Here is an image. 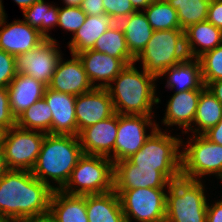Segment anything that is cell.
<instances>
[{
    "instance_id": "obj_1",
    "label": "cell",
    "mask_w": 222,
    "mask_h": 222,
    "mask_svg": "<svg viewBox=\"0 0 222 222\" xmlns=\"http://www.w3.org/2000/svg\"><path fill=\"white\" fill-rule=\"evenodd\" d=\"M53 191L31 171L7 170L0 177V218L21 222L49 214Z\"/></svg>"
},
{
    "instance_id": "obj_2",
    "label": "cell",
    "mask_w": 222,
    "mask_h": 222,
    "mask_svg": "<svg viewBox=\"0 0 222 222\" xmlns=\"http://www.w3.org/2000/svg\"><path fill=\"white\" fill-rule=\"evenodd\" d=\"M134 64H128L107 87L114 111L122 115L154 116L152 106L161 101L155 94L157 78L143 68L140 73Z\"/></svg>"
},
{
    "instance_id": "obj_3",
    "label": "cell",
    "mask_w": 222,
    "mask_h": 222,
    "mask_svg": "<svg viewBox=\"0 0 222 222\" xmlns=\"http://www.w3.org/2000/svg\"><path fill=\"white\" fill-rule=\"evenodd\" d=\"M83 154L78 136L45 134L37 162L31 172L53 190H62ZM50 179L57 182V186H52Z\"/></svg>"
},
{
    "instance_id": "obj_4",
    "label": "cell",
    "mask_w": 222,
    "mask_h": 222,
    "mask_svg": "<svg viewBox=\"0 0 222 222\" xmlns=\"http://www.w3.org/2000/svg\"><path fill=\"white\" fill-rule=\"evenodd\" d=\"M159 127L128 160L139 168H155L172 182L181 177L180 148L184 144L180 137L172 136L168 131L162 132Z\"/></svg>"
},
{
    "instance_id": "obj_5",
    "label": "cell",
    "mask_w": 222,
    "mask_h": 222,
    "mask_svg": "<svg viewBox=\"0 0 222 222\" xmlns=\"http://www.w3.org/2000/svg\"><path fill=\"white\" fill-rule=\"evenodd\" d=\"M188 57L184 30H157L153 31L151 39L135 58V62H142V68L159 79L166 69Z\"/></svg>"
},
{
    "instance_id": "obj_6",
    "label": "cell",
    "mask_w": 222,
    "mask_h": 222,
    "mask_svg": "<svg viewBox=\"0 0 222 222\" xmlns=\"http://www.w3.org/2000/svg\"><path fill=\"white\" fill-rule=\"evenodd\" d=\"M204 189L199 180L179 177L170 182L165 222H206L208 201Z\"/></svg>"
},
{
    "instance_id": "obj_7",
    "label": "cell",
    "mask_w": 222,
    "mask_h": 222,
    "mask_svg": "<svg viewBox=\"0 0 222 222\" xmlns=\"http://www.w3.org/2000/svg\"><path fill=\"white\" fill-rule=\"evenodd\" d=\"M113 177L114 163L108 157L83 154L62 191L70 195L106 193L113 190Z\"/></svg>"
},
{
    "instance_id": "obj_8",
    "label": "cell",
    "mask_w": 222,
    "mask_h": 222,
    "mask_svg": "<svg viewBox=\"0 0 222 222\" xmlns=\"http://www.w3.org/2000/svg\"><path fill=\"white\" fill-rule=\"evenodd\" d=\"M188 139L181 153V177L202 181L214 174L222 181V145L204 135L192 134Z\"/></svg>"
},
{
    "instance_id": "obj_9",
    "label": "cell",
    "mask_w": 222,
    "mask_h": 222,
    "mask_svg": "<svg viewBox=\"0 0 222 222\" xmlns=\"http://www.w3.org/2000/svg\"><path fill=\"white\" fill-rule=\"evenodd\" d=\"M165 188H138L115 191L119 196L125 221L165 222L166 196Z\"/></svg>"
},
{
    "instance_id": "obj_10",
    "label": "cell",
    "mask_w": 222,
    "mask_h": 222,
    "mask_svg": "<svg viewBox=\"0 0 222 222\" xmlns=\"http://www.w3.org/2000/svg\"><path fill=\"white\" fill-rule=\"evenodd\" d=\"M45 134L17 126L7 130L2 143L7 170L32 171L41 151Z\"/></svg>"
},
{
    "instance_id": "obj_11",
    "label": "cell",
    "mask_w": 222,
    "mask_h": 222,
    "mask_svg": "<svg viewBox=\"0 0 222 222\" xmlns=\"http://www.w3.org/2000/svg\"><path fill=\"white\" fill-rule=\"evenodd\" d=\"M56 42L52 37L45 38L30 51L16 55V72L27 74L48 86L59 60L63 57Z\"/></svg>"
},
{
    "instance_id": "obj_12",
    "label": "cell",
    "mask_w": 222,
    "mask_h": 222,
    "mask_svg": "<svg viewBox=\"0 0 222 222\" xmlns=\"http://www.w3.org/2000/svg\"><path fill=\"white\" fill-rule=\"evenodd\" d=\"M153 117L118 114L113 163L128 159L143 147L149 136L158 128V124L152 120ZM146 127H152L149 135L146 134Z\"/></svg>"
},
{
    "instance_id": "obj_13",
    "label": "cell",
    "mask_w": 222,
    "mask_h": 222,
    "mask_svg": "<svg viewBox=\"0 0 222 222\" xmlns=\"http://www.w3.org/2000/svg\"><path fill=\"white\" fill-rule=\"evenodd\" d=\"M170 181L155 168H139L128 159L114 163L113 190L168 188Z\"/></svg>"
},
{
    "instance_id": "obj_14",
    "label": "cell",
    "mask_w": 222,
    "mask_h": 222,
    "mask_svg": "<svg viewBox=\"0 0 222 222\" xmlns=\"http://www.w3.org/2000/svg\"><path fill=\"white\" fill-rule=\"evenodd\" d=\"M118 129V114L82 129L78 133L80 146L85 155L108 157L113 162L114 144Z\"/></svg>"
},
{
    "instance_id": "obj_15",
    "label": "cell",
    "mask_w": 222,
    "mask_h": 222,
    "mask_svg": "<svg viewBox=\"0 0 222 222\" xmlns=\"http://www.w3.org/2000/svg\"><path fill=\"white\" fill-rule=\"evenodd\" d=\"M115 113L113 102L107 88H93L76 96L75 116L78 133L91 125L105 120Z\"/></svg>"
},
{
    "instance_id": "obj_16",
    "label": "cell",
    "mask_w": 222,
    "mask_h": 222,
    "mask_svg": "<svg viewBox=\"0 0 222 222\" xmlns=\"http://www.w3.org/2000/svg\"><path fill=\"white\" fill-rule=\"evenodd\" d=\"M94 88H107L118 74L135 59H119L93 49L77 54ZM100 81L99 84H96ZM102 81V82H101Z\"/></svg>"
},
{
    "instance_id": "obj_17",
    "label": "cell",
    "mask_w": 222,
    "mask_h": 222,
    "mask_svg": "<svg viewBox=\"0 0 222 222\" xmlns=\"http://www.w3.org/2000/svg\"><path fill=\"white\" fill-rule=\"evenodd\" d=\"M6 23L4 15L0 18V49L11 55L26 53L45 39L37 29L32 28L24 20Z\"/></svg>"
},
{
    "instance_id": "obj_18",
    "label": "cell",
    "mask_w": 222,
    "mask_h": 222,
    "mask_svg": "<svg viewBox=\"0 0 222 222\" xmlns=\"http://www.w3.org/2000/svg\"><path fill=\"white\" fill-rule=\"evenodd\" d=\"M72 59L59 60L56 70L48 85L50 89L74 96L91 91L94 87L89 81L81 59L71 54Z\"/></svg>"
},
{
    "instance_id": "obj_19",
    "label": "cell",
    "mask_w": 222,
    "mask_h": 222,
    "mask_svg": "<svg viewBox=\"0 0 222 222\" xmlns=\"http://www.w3.org/2000/svg\"><path fill=\"white\" fill-rule=\"evenodd\" d=\"M43 98L52 112L51 134L77 136L76 96L55 91L47 86Z\"/></svg>"
},
{
    "instance_id": "obj_20",
    "label": "cell",
    "mask_w": 222,
    "mask_h": 222,
    "mask_svg": "<svg viewBox=\"0 0 222 222\" xmlns=\"http://www.w3.org/2000/svg\"><path fill=\"white\" fill-rule=\"evenodd\" d=\"M202 90H187L174 92L166 107L162 124L166 126L178 125L183 128L182 133L193 129V122Z\"/></svg>"
},
{
    "instance_id": "obj_21",
    "label": "cell",
    "mask_w": 222,
    "mask_h": 222,
    "mask_svg": "<svg viewBox=\"0 0 222 222\" xmlns=\"http://www.w3.org/2000/svg\"><path fill=\"white\" fill-rule=\"evenodd\" d=\"M47 86L33 77L17 73L7 87L12 115L17 118L35 102L42 99Z\"/></svg>"
},
{
    "instance_id": "obj_22",
    "label": "cell",
    "mask_w": 222,
    "mask_h": 222,
    "mask_svg": "<svg viewBox=\"0 0 222 222\" xmlns=\"http://www.w3.org/2000/svg\"><path fill=\"white\" fill-rule=\"evenodd\" d=\"M184 33L186 51L190 58L199 59L222 44V30L208 20L189 26Z\"/></svg>"
},
{
    "instance_id": "obj_23",
    "label": "cell",
    "mask_w": 222,
    "mask_h": 222,
    "mask_svg": "<svg viewBox=\"0 0 222 222\" xmlns=\"http://www.w3.org/2000/svg\"><path fill=\"white\" fill-rule=\"evenodd\" d=\"M168 75L166 88L183 92L187 90H203L206 86L202 80L199 59L188 57L184 61L166 69L161 76Z\"/></svg>"
},
{
    "instance_id": "obj_24",
    "label": "cell",
    "mask_w": 222,
    "mask_h": 222,
    "mask_svg": "<svg viewBox=\"0 0 222 222\" xmlns=\"http://www.w3.org/2000/svg\"><path fill=\"white\" fill-rule=\"evenodd\" d=\"M49 214L56 222H89L86 195H70L62 190H54Z\"/></svg>"
},
{
    "instance_id": "obj_25",
    "label": "cell",
    "mask_w": 222,
    "mask_h": 222,
    "mask_svg": "<svg viewBox=\"0 0 222 222\" xmlns=\"http://www.w3.org/2000/svg\"><path fill=\"white\" fill-rule=\"evenodd\" d=\"M115 21L110 15H87L85 22L74 33L68 43L71 54H78L93 49L98 38L105 33Z\"/></svg>"
},
{
    "instance_id": "obj_26",
    "label": "cell",
    "mask_w": 222,
    "mask_h": 222,
    "mask_svg": "<svg viewBox=\"0 0 222 222\" xmlns=\"http://www.w3.org/2000/svg\"><path fill=\"white\" fill-rule=\"evenodd\" d=\"M89 222H126L119 196L114 190L86 195Z\"/></svg>"
},
{
    "instance_id": "obj_27",
    "label": "cell",
    "mask_w": 222,
    "mask_h": 222,
    "mask_svg": "<svg viewBox=\"0 0 222 222\" xmlns=\"http://www.w3.org/2000/svg\"><path fill=\"white\" fill-rule=\"evenodd\" d=\"M118 24L124 32L130 53L136 58L151 39L154 30L142 11L130 14L128 17L121 19Z\"/></svg>"
},
{
    "instance_id": "obj_28",
    "label": "cell",
    "mask_w": 222,
    "mask_h": 222,
    "mask_svg": "<svg viewBox=\"0 0 222 222\" xmlns=\"http://www.w3.org/2000/svg\"><path fill=\"white\" fill-rule=\"evenodd\" d=\"M222 118V104L215 98V96L205 87L201 91L198 101L196 114L193 122L195 123L193 132L194 135H203L210 128L214 127Z\"/></svg>"
},
{
    "instance_id": "obj_29",
    "label": "cell",
    "mask_w": 222,
    "mask_h": 222,
    "mask_svg": "<svg viewBox=\"0 0 222 222\" xmlns=\"http://www.w3.org/2000/svg\"><path fill=\"white\" fill-rule=\"evenodd\" d=\"M23 15L24 21L32 28L37 29L45 38H51L48 32L58 24L59 7L41 0L24 10Z\"/></svg>"
},
{
    "instance_id": "obj_30",
    "label": "cell",
    "mask_w": 222,
    "mask_h": 222,
    "mask_svg": "<svg viewBox=\"0 0 222 222\" xmlns=\"http://www.w3.org/2000/svg\"><path fill=\"white\" fill-rule=\"evenodd\" d=\"M16 126L51 134L52 112L45 99L35 102L16 118Z\"/></svg>"
},
{
    "instance_id": "obj_31",
    "label": "cell",
    "mask_w": 222,
    "mask_h": 222,
    "mask_svg": "<svg viewBox=\"0 0 222 222\" xmlns=\"http://www.w3.org/2000/svg\"><path fill=\"white\" fill-rule=\"evenodd\" d=\"M93 50L119 59H135L128 49L121 26L116 22L98 38Z\"/></svg>"
},
{
    "instance_id": "obj_32",
    "label": "cell",
    "mask_w": 222,
    "mask_h": 222,
    "mask_svg": "<svg viewBox=\"0 0 222 222\" xmlns=\"http://www.w3.org/2000/svg\"><path fill=\"white\" fill-rule=\"evenodd\" d=\"M176 11L182 30L207 20L211 0H166Z\"/></svg>"
},
{
    "instance_id": "obj_33",
    "label": "cell",
    "mask_w": 222,
    "mask_h": 222,
    "mask_svg": "<svg viewBox=\"0 0 222 222\" xmlns=\"http://www.w3.org/2000/svg\"><path fill=\"white\" fill-rule=\"evenodd\" d=\"M143 11L154 31L181 29L177 11L166 0H156Z\"/></svg>"
},
{
    "instance_id": "obj_34",
    "label": "cell",
    "mask_w": 222,
    "mask_h": 222,
    "mask_svg": "<svg viewBox=\"0 0 222 222\" xmlns=\"http://www.w3.org/2000/svg\"><path fill=\"white\" fill-rule=\"evenodd\" d=\"M199 61L205 86L210 82L222 80V44L206 52L199 58Z\"/></svg>"
},
{
    "instance_id": "obj_35",
    "label": "cell",
    "mask_w": 222,
    "mask_h": 222,
    "mask_svg": "<svg viewBox=\"0 0 222 222\" xmlns=\"http://www.w3.org/2000/svg\"><path fill=\"white\" fill-rule=\"evenodd\" d=\"M87 14L80 6H64L59 7L58 27H61L69 32L74 33L85 22Z\"/></svg>"
},
{
    "instance_id": "obj_36",
    "label": "cell",
    "mask_w": 222,
    "mask_h": 222,
    "mask_svg": "<svg viewBox=\"0 0 222 222\" xmlns=\"http://www.w3.org/2000/svg\"><path fill=\"white\" fill-rule=\"evenodd\" d=\"M103 6L116 23L136 12L130 0H103Z\"/></svg>"
},
{
    "instance_id": "obj_37",
    "label": "cell",
    "mask_w": 222,
    "mask_h": 222,
    "mask_svg": "<svg viewBox=\"0 0 222 222\" xmlns=\"http://www.w3.org/2000/svg\"><path fill=\"white\" fill-rule=\"evenodd\" d=\"M16 75L15 56L0 49V88H7Z\"/></svg>"
},
{
    "instance_id": "obj_38",
    "label": "cell",
    "mask_w": 222,
    "mask_h": 222,
    "mask_svg": "<svg viewBox=\"0 0 222 222\" xmlns=\"http://www.w3.org/2000/svg\"><path fill=\"white\" fill-rule=\"evenodd\" d=\"M0 125L6 130L16 126V118L12 115L7 88H0Z\"/></svg>"
},
{
    "instance_id": "obj_39",
    "label": "cell",
    "mask_w": 222,
    "mask_h": 222,
    "mask_svg": "<svg viewBox=\"0 0 222 222\" xmlns=\"http://www.w3.org/2000/svg\"><path fill=\"white\" fill-rule=\"evenodd\" d=\"M207 20L222 30V0H211Z\"/></svg>"
},
{
    "instance_id": "obj_40",
    "label": "cell",
    "mask_w": 222,
    "mask_h": 222,
    "mask_svg": "<svg viewBox=\"0 0 222 222\" xmlns=\"http://www.w3.org/2000/svg\"><path fill=\"white\" fill-rule=\"evenodd\" d=\"M80 7L87 15H101L105 13L103 0H83Z\"/></svg>"
},
{
    "instance_id": "obj_41",
    "label": "cell",
    "mask_w": 222,
    "mask_h": 222,
    "mask_svg": "<svg viewBox=\"0 0 222 222\" xmlns=\"http://www.w3.org/2000/svg\"><path fill=\"white\" fill-rule=\"evenodd\" d=\"M206 222H222V200L215 201V204H207Z\"/></svg>"
},
{
    "instance_id": "obj_42",
    "label": "cell",
    "mask_w": 222,
    "mask_h": 222,
    "mask_svg": "<svg viewBox=\"0 0 222 222\" xmlns=\"http://www.w3.org/2000/svg\"><path fill=\"white\" fill-rule=\"evenodd\" d=\"M203 135L211 142L222 145V118L214 127L210 128Z\"/></svg>"
},
{
    "instance_id": "obj_43",
    "label": "cell",
    "mask_w": 222,
    "mask_h": 222,
    "mask_svg": "<svg viewBox=\"0 0 222 222\" xmlns=\"http://www.w3.org/2000/svg\"><path fill=\"white\" fill-rule=\"evenodd\" d=\"M206 88L215 96L222 104V80L210 82Z\"/></svg>"
},
{
    "instance_id": "obj_44",
    "label": "cell",
    "mask_w": 222,
    "mask_h": 222,
    "mask_svg": "<svg viewBox=\"0 0 222 222\" xmlns=\"http://www.w3.org/2000/svg\"><path fill=\"white\" fill-rule=\"evenodd\" d=\"M130 1L136 11H141L145 10L152 2L156 0H130Z\"/></svg>"
},
{
    "instance_id": "obj_45",
    "label": "cell",
    "mask_w": 222,
    "mask_h": 222,
    "mask_svg": "<svg viewBox=\"0 0 222 222\" xmlns=\"http://www.w3.org/2000/svg\"><path fill=\"white\" fill-rule=\"evenodd\" d=\"M21 222H56L50 214H46L38 217H30Z\"/></svg>"
},
{
    "instance_id": "obj_46",
    "label": "cell",
    "mask_w": 222,
    "mask_h": 222,
    "mask_svg": "<svg viewBox=\"0 0 222 222\" xmlns=\"http://www.w3.org/2000/svg\"><path fill=\"white\" fill-rule=\"evenodd\" d=\"M19 7L22 9V12L26 9H28L30 6H32L35 2L41 1V0H14Z\"/></svg>"
},
{
    "instance_id": "obj_47",
    "label": "cell",
    "mask_w": 222,
    "mask_h": 222,
    "mask_svg": "<svg viewBox=\"0 0 222 222\" xmlns=\"http://www.w3.org/2000/svg\"><path fill=\"white\" fill-rule=\"evenodd\" d=\"M7 171V167L4 161V151L2 145H0V177Z\"/></svg>"
},
{
    "instance_id": "obj_48",
    "label": "cell",
    "mask_w": 222,
    "mask_h": 222,
    "mask_svg": "<svg viewBox=\"0 0 222 222\" xmlns=\"http://www.w3.org/2000/svg\"><path fill=\"white\" fill-rule=\"evenodd\" d=\"M65 6H81L83 0H63Z\"/></svg>"
},
{
    "instance_id": "obj_49",
    "label": "cell",
    "mask_w": 222,
    "mask_h": 222,
    "mask_svg": "<svg viewBox=\"0 0 222 222\" xmlns=\"http://www.w3.org/2000/svg\"><path fill=\"white\" fill-rule=\"evenodd\" d=\"M6 131L7 130L2 125H0V145H2L4 141Z\"/></svg>"
},
{
    "instance_id": "obj_50",
    "label": "cell",
    "mask_w": 222,
    "mask_h": 222,
    "mask_svg": "<svg viewBox=\"0 0 222 222\" xmlns=\"http://www.w3.org/2000/svg\"><path fill=\"white\" fill-rule=\"evenodd\" d=\"M2 4H3V3H2V0H0V18H2L4 15H7V14L5 13V10H4Z\"/></svg>"
},
{
    "instance_id": "obj_51",
    "label": "cell",
    "mask_w": 222,
    "mask_h": 222,
    "mask_svg": "<svg viewBox=\"0 0 222 222\" xmlns=\"http://www.w3.org/2000/svg\"><path fill=\"white\" fill-rule=\"evenodd\" d=\"M0 222H10V221L0 218Z\"/></svg>"
}]
</instances>
